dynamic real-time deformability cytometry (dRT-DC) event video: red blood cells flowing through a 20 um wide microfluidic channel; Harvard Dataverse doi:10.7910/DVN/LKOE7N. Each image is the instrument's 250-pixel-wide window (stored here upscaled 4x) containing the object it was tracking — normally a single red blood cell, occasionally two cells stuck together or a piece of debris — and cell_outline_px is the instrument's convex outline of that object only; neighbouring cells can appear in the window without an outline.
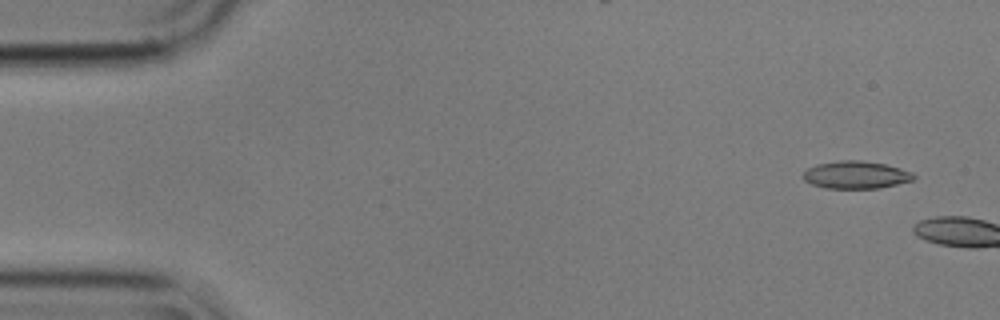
{"species": "common noctule bat (a hibernating species)", "species_latin": "Nyctalus noctula", "temperature_condition": "cold", "stored_images_in_passage": 6, "camera_frame_rate_fps": 3000, "um_per_image_px": 0.085, "animal": {"sex": "male", "body_mass_g": 17.9}, "frame": {"image": 1, "passage_image": 3, "time_ms": 0.667, "image_size_px": [1000, 320], "cell_outline_px": [[916, 176], [912, 180], [880, 188], [824, 188], [812, 184], [804, 180], [804, 172], [808, 168], [816, 164], [840, 160], [860, 160], [884, 164], [900, 168], [912, 172]], "centroid_in_image_um": [72.75, 14.86], "position_along_channel_um": 12.3, "area_um2": 17.63}}